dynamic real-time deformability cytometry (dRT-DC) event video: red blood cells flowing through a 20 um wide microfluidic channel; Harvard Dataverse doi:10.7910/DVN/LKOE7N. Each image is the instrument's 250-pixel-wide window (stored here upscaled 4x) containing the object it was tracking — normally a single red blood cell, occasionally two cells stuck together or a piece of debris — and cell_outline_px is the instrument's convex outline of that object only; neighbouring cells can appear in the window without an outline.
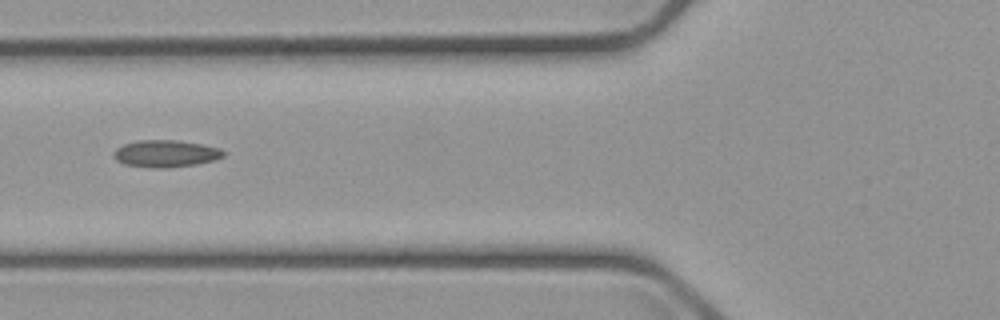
{"species": "common noctule bat (a hibernating species)", "species_latin": "Nyctalus noctula", "temperature_condition": "cold", "stored_images_in_passage": 9, "camera_frame_rate_fps": 3000, "um_per_image_px": 0.085, "animal": {"sex": "male", "body_mass_g": 23.1, "forearm_length_mm": 52.7}, "frame": {"image": 1, "passage_image": 7, "time_ms": 7.0, "image_size_px": [1000, 320], "cell_outline_px": [[224, 156], [212, 160], [196, 164], [168, 168], [152, 168], [124, 164], [116, 160], [112, 156], [112, 152], [116, 148], [124, 144], [140, 140], [176, 140], [200, 144], [220, 148], [224, 152]], "centroid_in_image_um": [14.03, 13.06], "position_along_channel_um": 111.8, "area_um2": 17.28}}
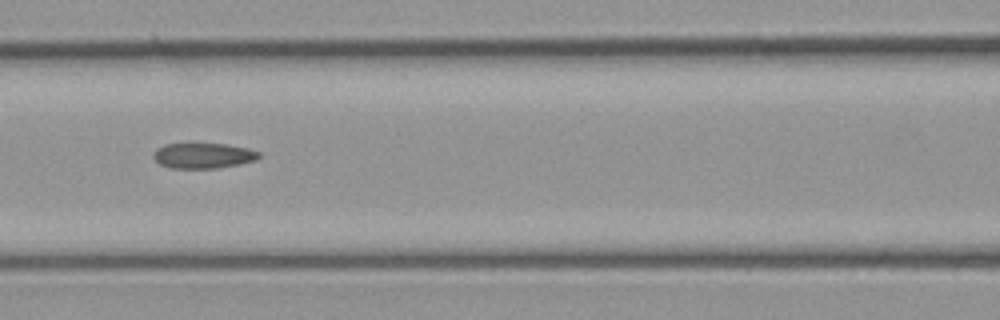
{"frame": {"image": 2, "passage_image": 8, "time_ms": 8.0, "image_size_px": [1000, 320], "cell_outline_px": [[260, 156], [256, 160], [240, 164], [216, 168], [172, 168], [160, 164], [152, 156], [156, 148], [164, 144], [192, 140], [228, 144], [248, 148], [260, 152]], "centroid_in_image_um": [17.24, 13.16], "position_along_channel_um": 149.4, "area_um2": 16.53}}
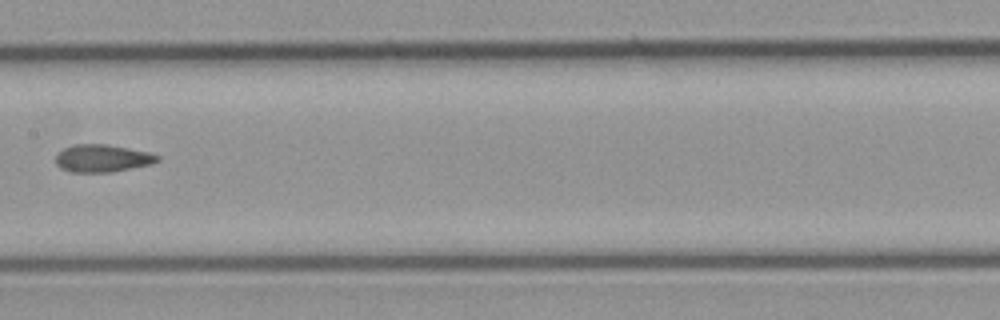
{"frame": {"image": 3, "passage_image": 9, "time_ms": 9.333, "image_size_px": [1000, 320], "cell_outline_px": [[160, 160], [152, 164], [112, 172], [68, 172], [60, 168], [56, 164], [56, 156], [64, 148], [76, 144], [108, 144], [148, 152], [160, 156]], "centroid_in_image_um": [8.71, 13.46], "position_along_channel_um": 198.7, "area_um2": 16.36}}